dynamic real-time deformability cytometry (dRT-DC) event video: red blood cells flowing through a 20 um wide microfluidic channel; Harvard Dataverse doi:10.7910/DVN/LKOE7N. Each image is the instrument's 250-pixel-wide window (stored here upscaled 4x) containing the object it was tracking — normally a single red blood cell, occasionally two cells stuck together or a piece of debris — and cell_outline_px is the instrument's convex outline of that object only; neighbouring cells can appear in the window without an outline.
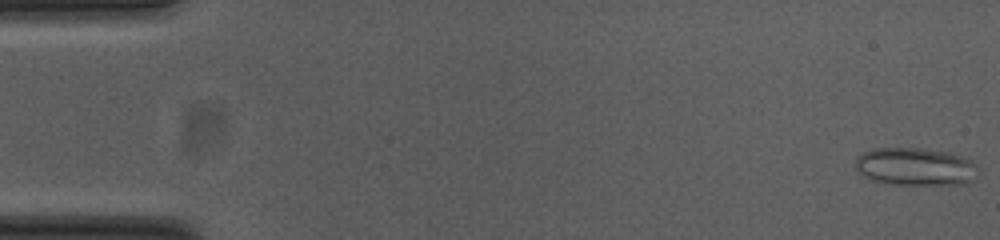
{"species": "common noctule bat (a hibernating species)", "species_latin": "Nyctalus noctula", "temperature_condition": "cold", "stored_images_in_passage": 54, "camera_frame_rate_fps": 3000, "um_per_image_px": 0.085, "animal": {"sex": "female", "body_mass_g": 23.0, "forearm_length_mm": 53.4}, "frame": {"image": 1, "passage_image": 1, "time_ms": 0.0, "image_size_px": [1000, 240], "cell_outline_px": [[980, 172], [968, 184], [888, 184], [864, 176], [856, 168], [856, 160], [864, 152], [876, 148], [924, 148], [948, 152], [964, 156], [972, 160], [976, 164]], "centroid_in_image_um": [77.9, 14.16], "position_along_channel_um": 7.1, "area_um2": 27.11}}
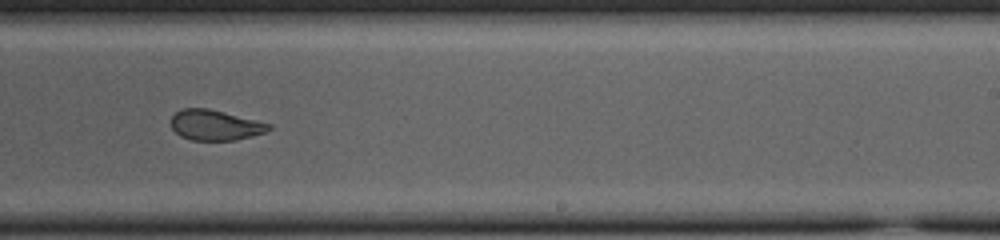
{"frame": {"image": 2, "passage_image": 33, "time_ms": 10.667, "image_size_px": [1000, 240], "cell_outline_px": [[272, 128], [264, 132], [252, 136], [236, 140], [192, 140], [180, 136], [172, 128], [172, 116], [180, 108], [208, 108], [272, 124]], "centroid_in_image_um": [18.29, 10.63], "position_along_channel_um": 270.7, "area_um2": 17.22}}
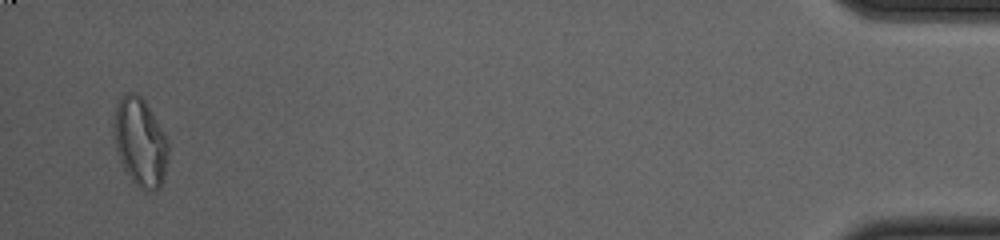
{"frame": {"image": 3, "passage_image": 52, "time_ms": 17.0, "image_size_px": [1000, 240], "cell_outline_px": [[168, 156], [160, 188], [156, 192], [144, 192], [124, 172], [116, 152], [112, 136], [112, 124], [116, 104], [124, 92], [136, 92], [144, 100], [164, 132], [168, 140]], "centroid_in_image_um": [11.87, 12.09], "position_along_channel_um": 423.3, "area_um2": 28.73}, "authors_computed_cell_mechanics": {"area_um2": 20.8369, "velocity_mm_per_s": 3.7762, "shape_relaxation_time_tau1_ms": null, "shape_relaxation_time_tau2_ms": 1.6032, "deformation_change_tau1": null, "deformation_change_tau2": 0.0695}}